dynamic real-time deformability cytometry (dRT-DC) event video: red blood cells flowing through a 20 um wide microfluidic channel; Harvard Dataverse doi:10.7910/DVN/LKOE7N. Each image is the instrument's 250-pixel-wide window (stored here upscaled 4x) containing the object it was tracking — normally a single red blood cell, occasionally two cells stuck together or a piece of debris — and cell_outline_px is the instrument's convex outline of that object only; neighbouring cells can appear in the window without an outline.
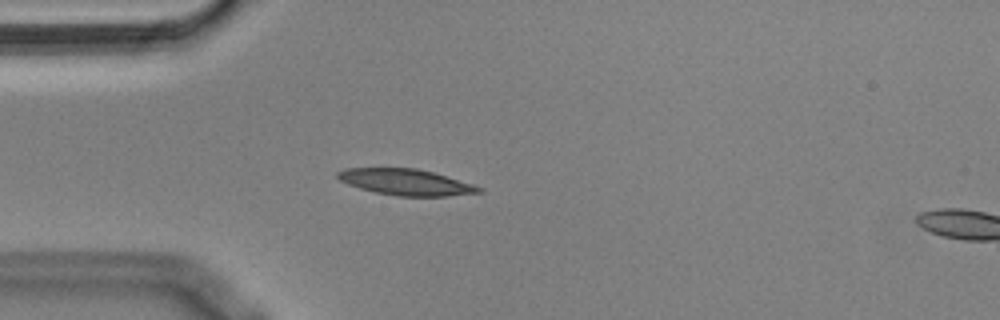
{"species": "Egyptian fruit bat (a non-hibernating species)", "species_latin": "Rousettus aegyptiacus", "temperature_condition": "cold", "stored_images_in_passage": 3, "camera_frame_rate_fps": 3000, "um_per_image_px": 0.085, "animal": {"sex": "male"}, "frame": {"image": 1, "passage_image": 1, "time_ms": 0.0, "image_size_px": [1000, 320], "cell_outline_px": [[484, 192], [448, 196], [396, 196], [376, 192], [360, 188], [348, 184], [340, 180], [336, 176], [336, 172], [344, 168], [416, 168], [432, 172], [472, 184], [484, 188]], "centroid_in_image_um": [34.49, 15.48], "position_along_channel_um": 50.5, "area_um2": 21.44}}